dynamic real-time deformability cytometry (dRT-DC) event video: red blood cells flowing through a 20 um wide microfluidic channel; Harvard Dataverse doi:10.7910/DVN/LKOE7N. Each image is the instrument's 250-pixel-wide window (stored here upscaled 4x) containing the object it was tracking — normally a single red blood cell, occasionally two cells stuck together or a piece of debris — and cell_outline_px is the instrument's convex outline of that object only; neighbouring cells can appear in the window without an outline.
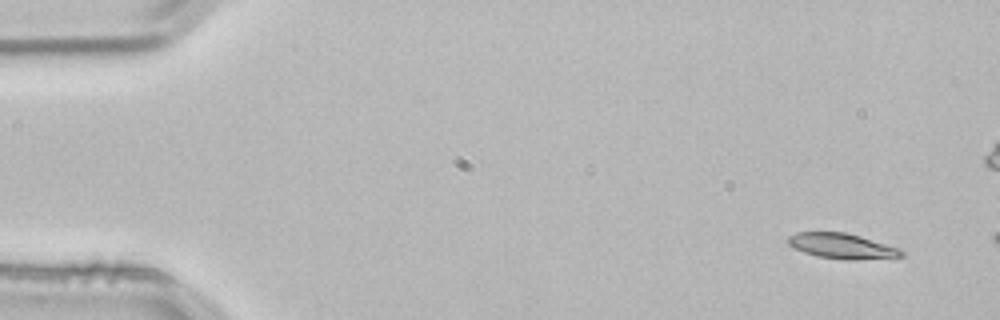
{"species": "common noctule bat (a hibernating species)", "species_latin": "Nyctalus noctula", "temperature_condition": "room temperature", "stored_images_in_passage": 4, "camera_frame_rate_fps": 3000, "um_per_image_px": 0.085, "animal": {"sex": "male", "body_mass_g": 21.5, "forearm_length_mm": 52.0}, "frame": {"image": 1, "passage_image": 1, "time_ms": 0.0, "image_size_px": [1000, 320], "cell_outline_px": [[904, 256], [856, 260], [848, 260], [816, 256], [804, 252], [788, 244], [788, 236], [796, 232], [844, 232], [860, 236], [900, 248], [904, 252]], "centroid_in_image_um": [71.58, 20.91], "position_along_channel_um": 13.4, "area_um2": 16.65}}